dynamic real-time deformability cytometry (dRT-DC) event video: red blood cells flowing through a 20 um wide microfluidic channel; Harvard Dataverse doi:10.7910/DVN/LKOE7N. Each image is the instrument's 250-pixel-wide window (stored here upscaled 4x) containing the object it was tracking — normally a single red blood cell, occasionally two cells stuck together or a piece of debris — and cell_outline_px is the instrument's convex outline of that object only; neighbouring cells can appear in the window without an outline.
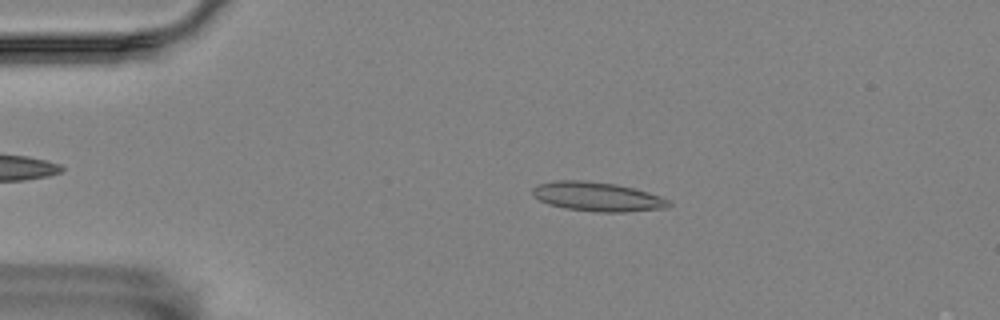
{"species": "Egyptian fruit bat (a non-hibernating species)", "species_latin": "Rousettus aegyptiacus", "temperature_condition": "room temperature", "stored_images_in_passage": 55, "camera_frame_rate_fps": 3000, "um_per_image_px": 0.085, "animal": {"sex": "female"}, "frame": {"image": 1, "passage_image": 10, "time_ms": 3.0, "image_size_px": [1000, 320], "cell_outline_px": [[672, 204], [668, 208], [624, 212], [596, 212], [564, 208], [548, 204], [532, 196], [532, 188], [540, 184], [556, 180], [584, 180], [616, 184], [648, 192], [660, 196], [668, 200]], "centroid_in_image_um": [50.77, 16.72], "position_along_channel_um": 34.2, "area_um2": 23.24}}
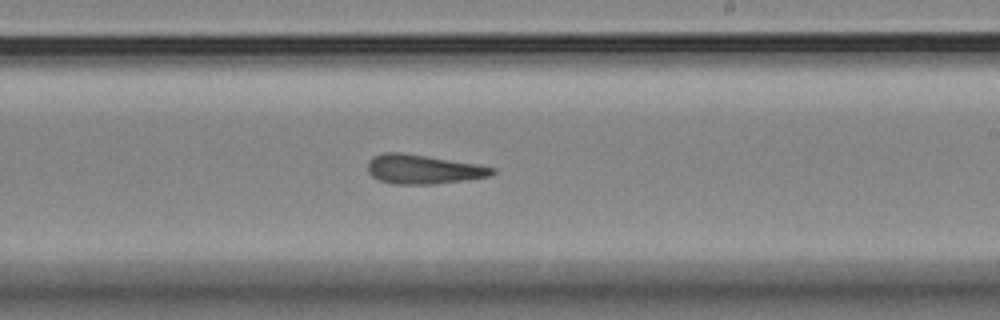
{"frame": {"image": 2, "passage_image": 32, "time_ms": 10.333, "image_size_px": [1000, 320], "cell_outline_px": [[496, 172], [488, 176], [468, 180], [436, 184], [392, 184], [380, 180], [372, 176], [368, 172], [368, 160], [372, 156], [384, 152], [400, 152], [476, 164], [496, 168]], "centroid_in_image_um": [35.95, 14.39], "position_along_channel_um": 253.1, "area_um2": 21.21}}
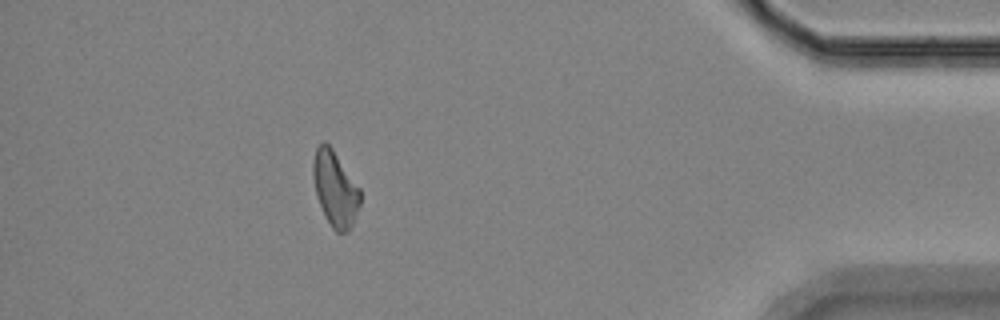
{"frame": {"image": 3, "passage_image": 49, "time_ms": 16.0, "image_size_px": [1000, 320], "cell_outline_px": [[360, 204], [352, 224], [348, 232], [336, 232], [332, 228], [324, 216], [316, 196], [312, 176], [312, 164], [316, 148], [324, 140], [332, 148], [360, 188]], "centroid_in_image_um": [28.46, 16.05], "position_along_channel_um": 406.7, "area_um2": 20.69}, "authors_computed_cell_mechanics": {"area_um2": 21.2126, "velocity_mm_per_s": 3.5326, "shape_relaxation_time_tau1_ms": null, "shape_relaxation_time_tau2_ms": 4.8878, "deformation_change_tau1": null, "deformation_change_tau2": 0.1692}}